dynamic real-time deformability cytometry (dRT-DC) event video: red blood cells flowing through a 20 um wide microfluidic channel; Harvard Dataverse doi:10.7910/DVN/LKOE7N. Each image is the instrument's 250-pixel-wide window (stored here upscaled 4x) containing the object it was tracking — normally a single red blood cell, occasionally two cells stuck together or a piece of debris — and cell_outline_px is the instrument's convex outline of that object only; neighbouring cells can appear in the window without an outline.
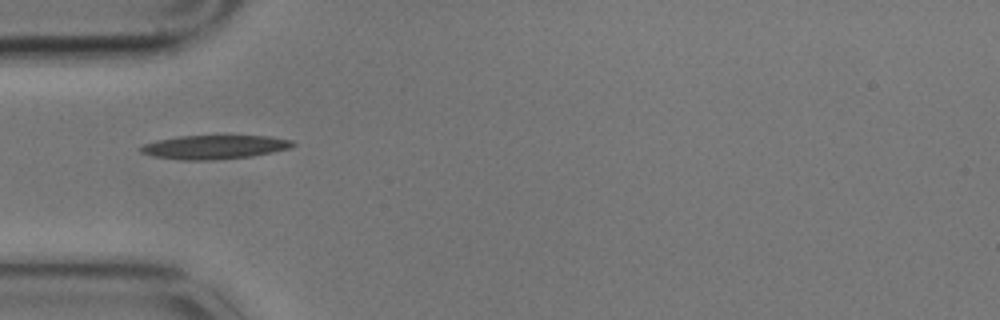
{"species": "common noctule bat (a hibernating species)", "species_latin": "Nyctalus noctula", "temperature_condition": "cold", "stored_images_in_passage": 9, "camera_frame_rate_fps": 3000, "um_per_image_px": 0.085, "animal": {"sex": "male", "body_mass_g": 17.9}, "frame": {"image": 1, "passage_image": 4, "time_ms": 1.0, "image_size_px": [1000, 320], "cell_outline_px": [[296, 144], [292, 148], [252, 156], [212, 160], [184, 160], [152, 156], [140, 152], [140, 148], [144, 144], [156, 140], [180, 136], [272, 136], [292, 140]], "centroid_in_image_um": [18.26, 12.5], "position_along_channel_um": 66.7, "area_um2": 21.15}}
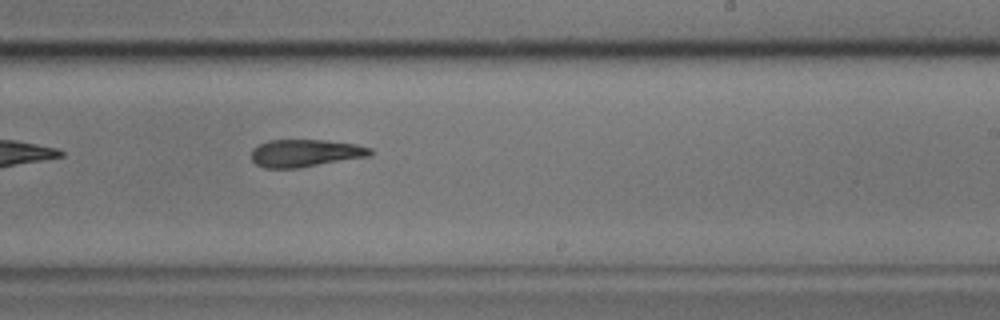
{"frame": {"image": 2, "passage_image": 9, "time_ms": 2.667, "image_size_px": [1000, 320], "cell_outline_px": [[372, 156], [300, 168], [264, 168], [256, 164], [252, 160], [252, 148], [256, 144], [268, 140], [324, 140], [356, 144], [372, 148]], "centroid_in_image_um": [25.95, 13.02], "position_along_channel_um": 263.0, "area_um2": 19.36}}